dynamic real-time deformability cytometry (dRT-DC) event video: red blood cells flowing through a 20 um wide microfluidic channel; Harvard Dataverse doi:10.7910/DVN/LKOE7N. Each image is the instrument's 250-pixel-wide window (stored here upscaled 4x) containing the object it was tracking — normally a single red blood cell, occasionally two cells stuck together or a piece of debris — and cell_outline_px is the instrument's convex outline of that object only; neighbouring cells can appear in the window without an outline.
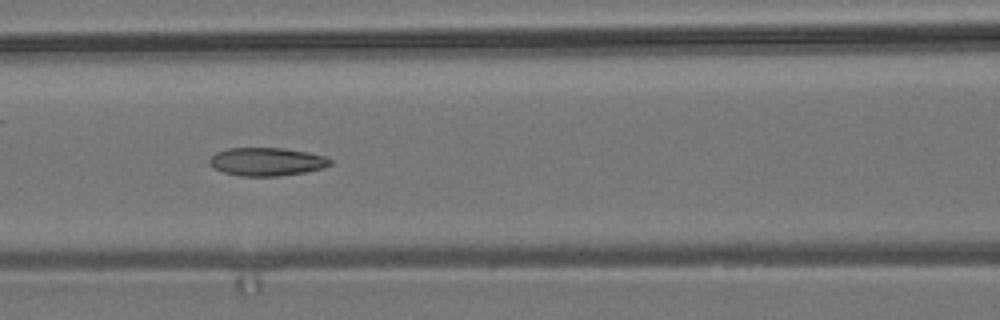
{"species": "common noctule bat (a hibernating species)", "species_latin": "Nyctalus noctula", "temperature_condition": "room temperature", "stored_images_in_passage": 8, "camera_frame_rate_fps": 3000, "um_per_image_px": 0.085, "animal": {"sex": "male", "body_mass_g": 19.2, "forearm_length_mm": 51.8}, "frame": {"image": 1, "passage_image": 7, "time_ms": 7.0, "image_size_px": [1000, 320], "cell_outline_px": [[332, 164], [324, 168], [304, 172], [280, 176], [240, 176], [224, 172], [212, 168], [208, 164], [208, 160], [216, 152], [228, 148], [284, 148], [308, 152], [324, 156], [332, 160]], "centroid_in_image_um": [22.66, 13.74], "position_along_channel_um": 143.9, "area_um2": 20.0}}
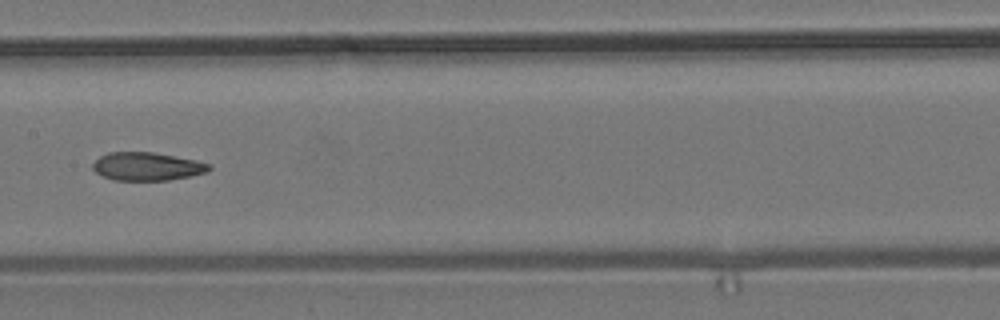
{"frame": {"image": 2, "passage_image": 8, "time_ms": 8.333, "image_size_px": [1000, 320], "cell_outline_px": [[212, 168], [208, 172], [168, 180], [112, 180], [96, 172], [92, 168], [92, 164], [100, 156], [108, 152], [152, 152], [196, 160], [212, 164]], "centroid_in_image_um": [12.51, 14.14], "position_along_channel_um": 194.9, "area_um2": 19.07}}